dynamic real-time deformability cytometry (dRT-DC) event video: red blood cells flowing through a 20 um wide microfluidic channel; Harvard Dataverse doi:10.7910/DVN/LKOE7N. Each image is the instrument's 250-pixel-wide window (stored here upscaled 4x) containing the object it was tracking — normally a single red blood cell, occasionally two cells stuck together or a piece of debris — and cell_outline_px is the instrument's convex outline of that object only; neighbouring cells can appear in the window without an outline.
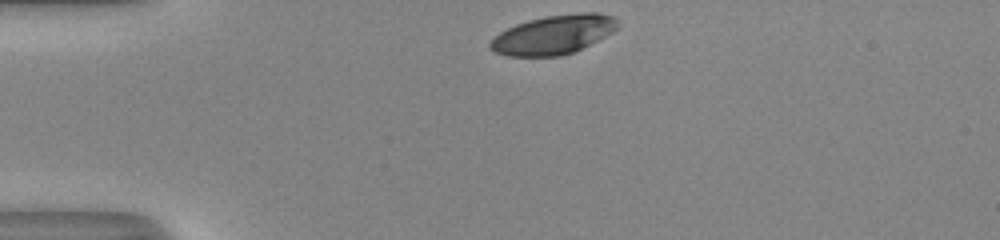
{"species": "human", "species_latin": "Homo sapiens", "temperature_condition": "room temperature", "stored_images_in_passage": 31, "camera_frame_rate_fps": 3000, "um_per_image_px": 0.085, "donor": {"sex": "male"}, "frame": {"image": 1, "passage_image": 1, "time_ms": 0.0, "image_size_px": [1000, 240], "cell_outline_px": [[620, 24], [612, 32], [572, 52], [560, 56], [508, 56], [496, 52], [488, 48], [488, 44], [500, 32], [516, 24], [528, 20], [544, 16], [580, 12], [596, 12], [612, 16]], "centroid_in_image_um": [47.02, 2.93], "position_along_channel_um": 38.0, "area_um2": 28.73}}
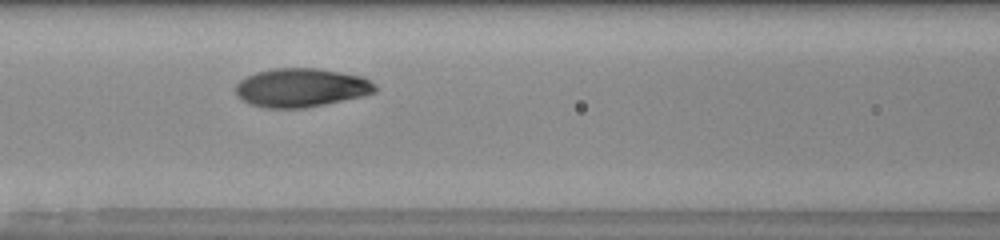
{"frame": {"image": 2, "passage_image": 12, "time_ms": 3.667, "image_size_px": [1000, 240], "cell_outline_px": [[376, 92], [364, 96], [304, 108], [264, 108], [248, 104], [240, 100], [236, 96], [236, 84], [240, 80], [256, 72], [276, 68], [316, 68], [364, 76], [376, 84]], "centroid_in_image_um": [25.6, 7.46], "position_along_channel_um": 141.0, "area_um2": 31.73}}
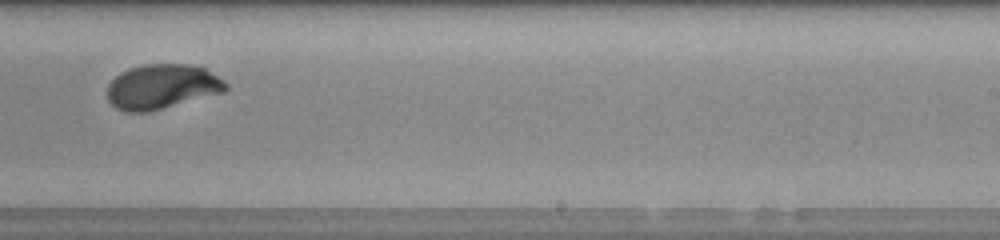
{"frame": {"image": 3, "passage_image": 22, "time_ms": 7.0, "image_size_px": [1000, 240], "cell_outline_px": [[228, 88], [224, 92], [148, 112], [124, 112], [116, 108], [108, 100], [108, 84], [120, 72], [128, 68], [144, 64], [188, 64], [204, 68], [224, 80], [228, 84]], "centroid_in_image_um": [13.76, 7.36], "position_along_channel_um": 275.2, "area_um2": 30.92}, "authors_computed_cell_mechanics": {"area_um2": 31.0386, "velocity_mm_per_s": 4.0374, "shape_relaxation_time_tau1_ms": 3.1538, "shape_relaxation_time_tau2_ms": null, "deformation_change_tau1": 0.1816, "deformation_change_tau2": null}}